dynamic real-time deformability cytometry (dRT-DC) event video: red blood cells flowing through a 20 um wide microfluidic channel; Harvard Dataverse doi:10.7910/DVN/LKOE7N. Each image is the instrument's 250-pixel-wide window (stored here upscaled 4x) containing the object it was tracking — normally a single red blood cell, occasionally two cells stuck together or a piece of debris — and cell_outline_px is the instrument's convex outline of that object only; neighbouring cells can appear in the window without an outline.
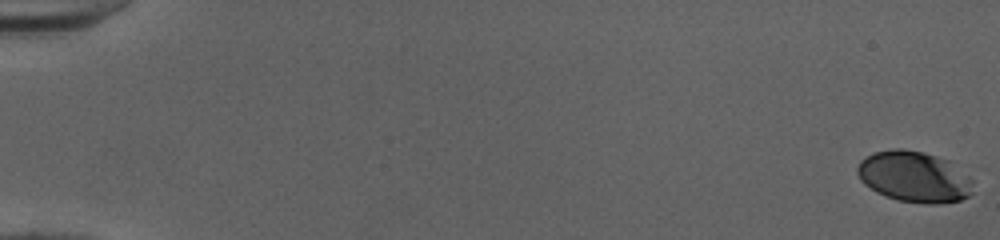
{"species": "human", "species_latin": "Homo sapiens", "temperature_condition": "cold", "stored_images_in_passage": 53, "camera_frame_rate_fps": 3000, "um_per_image_px": 0.085, "donor": {"sex": "female"}, "frame": {"image": 1, "passage_image": 1, "time_ms": 0.0, "image_size_px": [1000, 240], "cell_outline_px": [[972, 192], [968, 196], [960, 200], [940, 204], [924, 204], [900, 200], [876, 192], [864, 184], [860, 180], [856, 172], [856, 168], [860, 160], [872, 152], [892, 148], [904, 148], [924, 152], [948, 160], [968, 176], [972, 180]], "centroid_in_image_um": [77.67, 15.01], "position_along_channel_um": 7.3, "area_um2": 34.56}}
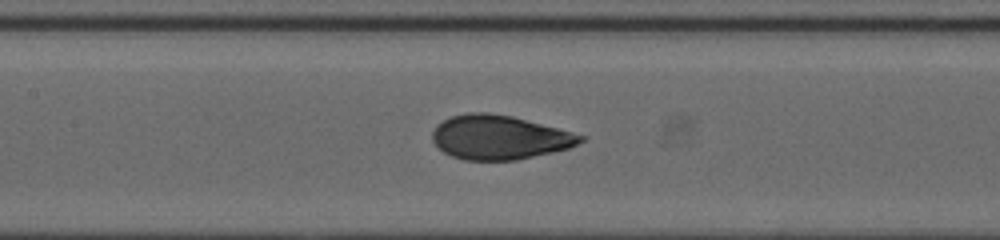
{"frame": {"image": 2, "passage_image": 27, "time_ms": 8.667, "image_size_px": [1000, 240], "cell_outline_px": [[588, 136], [584, 140], [568, 148], [552, 152], [516, 160], [464, 160], [452, 156], [444, 152], [432, 140], [432, 132], [436, 124], [452, 116], [468, 112], [488, 112], [512, 116]], "centroid_in_image_um": [42.44, 11.67], "position_along_channel_um": 165.0, "area_um2": 38.03}}
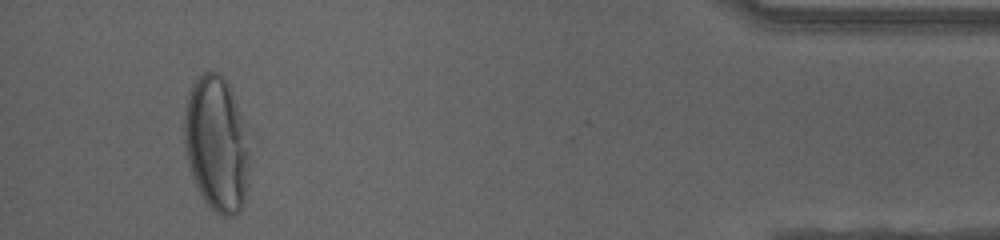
{"frame": {"image": 3, "passage_image": 50, "time_ms": 16.333, "image_size_px": [1000, 240], "cell_outline_px": [[248, 156], [244, 204], [240, 212], [232, 216], [224, 216], [216, 212], [204, 200], [192, 176], [188, 164], [184, 148], [184, 116], [188, 92], [192, 84], [204, 72], [212, 68], [220, 72], [228, 84], [240, 112], [244, 132]], "centroid_in_image_um": [18.36, 12.2], "position_along_channel_um": 416.8, "area_um2": 50.92}, "authors_computed_cell_mechanics": {"area_um2": 37.281, "velocity_mm_per_s": 4.0334, "shape_relaxation_time_tau1_ms": 4.8417, "shape_relaxation_time_tau2_ms": null, "deformation_change_tau1": 0.2101, "deformation_change_tau2": null}}